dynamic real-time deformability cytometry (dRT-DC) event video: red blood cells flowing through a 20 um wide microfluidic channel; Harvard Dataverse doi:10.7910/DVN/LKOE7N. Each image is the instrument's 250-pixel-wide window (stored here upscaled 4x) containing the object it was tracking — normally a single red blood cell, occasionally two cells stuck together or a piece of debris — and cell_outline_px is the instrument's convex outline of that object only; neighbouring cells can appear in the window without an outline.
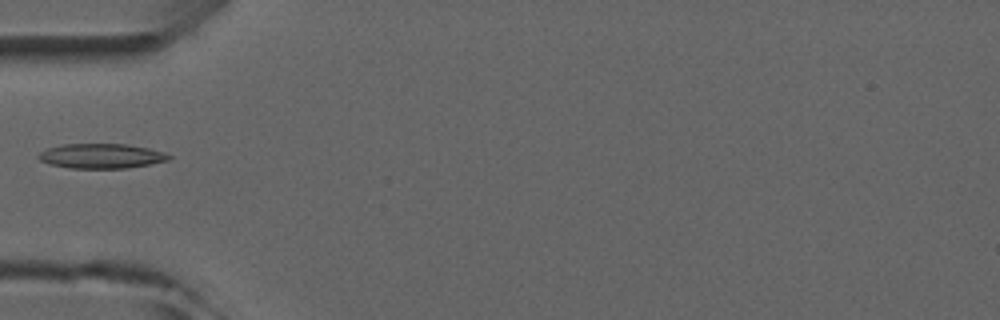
{"species": "common noctule bat (a hibernating species)", "species_latin": "Nyctalus noctula", "temperature_condition": "room temperature", "stored_images_in_passage": 5, "camera_frame_rate_fps": 3000, "um_per_image_px": 0.085, "animal": {"sex": "male", "forearm_length_mm": 52.5}, "frame": {"image": 1, "passage_image": 5, "time_ms": 4.667, "image_size_px": [1000, 320], "cell_outline_px": [[172, 156], [168, 160], [148, 164], [124, 168], [68, 168], [52, 164], [40, 160], [36, 156], [40, 152], [48, 148], [64, 144], [128, 144], [148, 148], [164, 152]], "centroid_in_image_um": [8.6, 13.25], "position_along_channel_um": 76.4, "area_um2": 18.61}}